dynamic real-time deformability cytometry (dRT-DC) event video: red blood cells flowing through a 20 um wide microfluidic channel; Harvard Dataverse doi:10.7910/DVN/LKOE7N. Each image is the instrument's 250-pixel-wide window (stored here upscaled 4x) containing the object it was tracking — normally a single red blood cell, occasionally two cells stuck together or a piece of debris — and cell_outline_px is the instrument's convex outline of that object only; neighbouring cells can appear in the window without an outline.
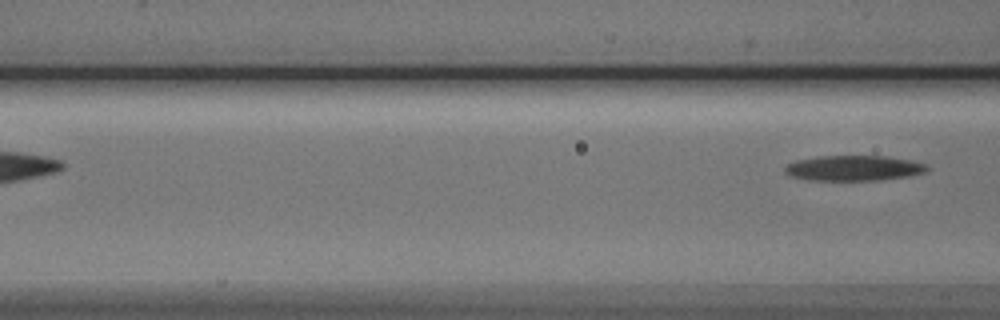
{"species": "Egyptian fruit bat (a non-hibernating species)", "species_latin": "Rousettus aegyptiacus", "temperature_condition": "cold", "stored_images_in_passage": 6, "camera_frame_rate_fps": 3000, "um_per_image_px": 0.085, "animal": {"sex": "male"}, "frame": {"image": 1, "passage_image": 6, "time_ms": 6.333, "image_size_px": [1000, 320], "cell_outline_px": [[932, 168], [924, 172], [908, 176], [876, 180], [808, 180], [792, 176], [784, 172], [784, 168], [788, 164], [796, 160], [820, 156], [888, 156], [928, 164]], "centroid_in_image_um": [72.58, 14.28], "position_along_channel_um": 94.0, "area_um2": 20.92}}